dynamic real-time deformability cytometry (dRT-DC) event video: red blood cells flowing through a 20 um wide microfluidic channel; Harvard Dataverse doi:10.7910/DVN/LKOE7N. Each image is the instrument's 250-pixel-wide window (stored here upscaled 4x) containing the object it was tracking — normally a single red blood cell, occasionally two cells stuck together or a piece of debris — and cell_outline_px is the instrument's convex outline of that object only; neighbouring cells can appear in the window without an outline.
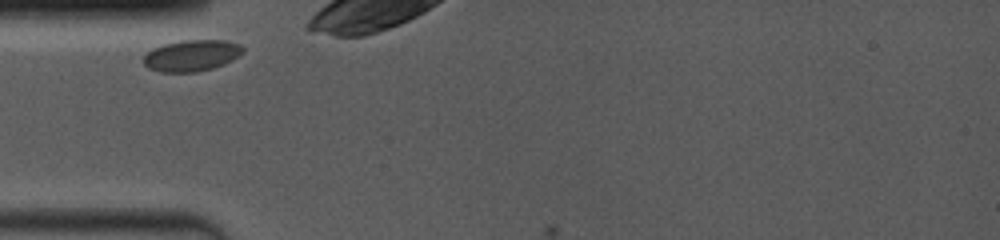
{"species": "common noctule bat (a hibernating species)", "species_latin": "Nyctalus noctula", "temperature_condition": "room temperature", "stored_images_in_passage": 2, "camera_frame_rate_fps": 4000, "um_per_image_px": 0.085, "animal": {"sex": "female", "body_mass_g": 19.0, "forearm_length_mm": 53.3}, "frame": {"image": 1, "passage_image": 1, "time_ms": 0.0, "image_size_px": [1000, 240], "cell_outline_px": [[244, 52], [232, 60], [224, 64], [212, 68], [196, 72], [160, 72], [148, 68], [144, 64], [144, 56], [152, 48], [164, 44], [184, 40], [224, 40], [240, 44], [244, 48]], "centroid_in_image_um": [16.3, 4.72], "position_along_channel_um": 68.7, "area_um2": 18.15}}